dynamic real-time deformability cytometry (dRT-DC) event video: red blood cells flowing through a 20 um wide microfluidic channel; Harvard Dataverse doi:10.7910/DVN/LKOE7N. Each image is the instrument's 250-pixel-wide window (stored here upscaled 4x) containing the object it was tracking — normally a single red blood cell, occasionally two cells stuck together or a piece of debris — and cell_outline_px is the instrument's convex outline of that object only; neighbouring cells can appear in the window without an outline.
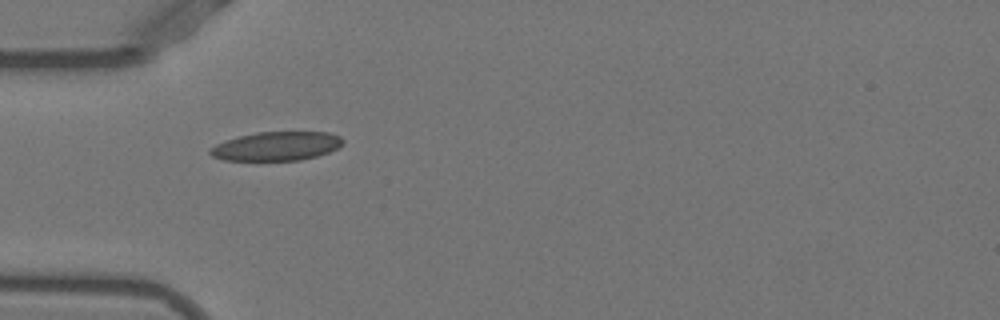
{"species": "Egyptian fruit bat (a non-hibernating species)", "species_latin": "Rousettus aegyptiacus", "temperature_condition": "warm", "stored_images_in_passage": 34, "camera_frame_rate_fps": 3000, "um_per_image_px": 0.085, "animal": {"sex": "female"}, "frame": {"image": 1, "passage_image": 1, "time_ms": 0.0, "image_size_px": [1000, 320], "cell_outline_px": [[344, 144], [328, 152], [316, 156], [300, 160], [224, 160], [212, 156], [208, 152], [208, 148], [224, 140], [256, 132], [328, 132], [340, 136], [344, 140]], "centroid_in_image_um": [23.48, 12.42], "position_along_channel_um": 61.5, "area_um2": 22.37}}
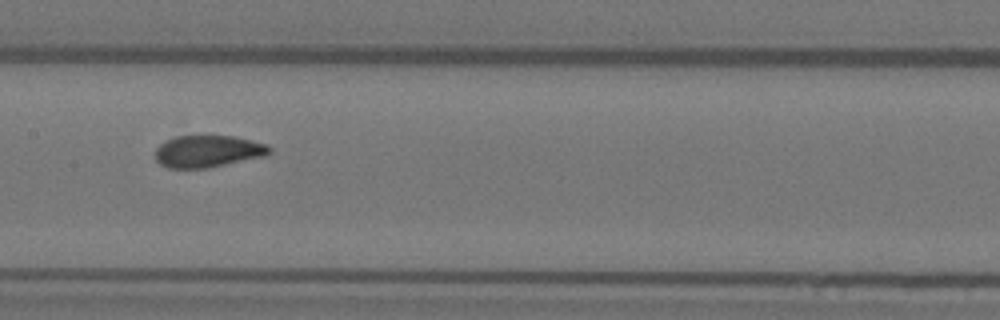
{"frame": {"image": 2, "passage_image": 11, "time_ms": 3.333, "image_size_px": [1000, 320], "cell_outline_px": [[272, 152], [268, 156], [204, 168], [168, 168], [160, 164], [156, 160], [156, 148], [164, 140], [176, 136], [236, 136], [268, 144], [272, 148]], "centroid_in_image_um": [17.71, 12.85], "position_along_channel_um": 189.7, "area_um2": 21.5}}
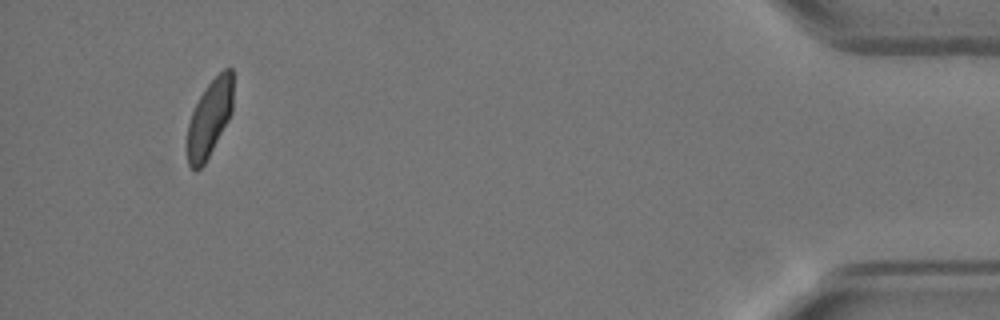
{"frame": {"image": 3, "passage_image": 34, "time_ms": 11.0, "image_size_px": [1000, 320], "cell_outline_px": [[232, 112], [228, 120], [204, 164], [196, 172], [188, 164], [188, 124], [192, 112], [204, 88], [224, 68], [232, 68]], "centroid_in_image_um": [17.81, 10.04], "position_along_channel_um": 417.4, "area_um2": 20.11}, "authors_computed_cell_mechanics": {"area_um2": 21.7328, "velocity_mm_per_s": 3.8885, "shape_relaxation_time_tau1_ms": 5.2945, "shape_relaxation_time_tau2_ms": 0.7146, "deformation_change_tau1": 0.1635, "deformation_change_tau2": 0.0498}}